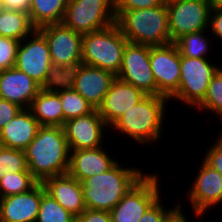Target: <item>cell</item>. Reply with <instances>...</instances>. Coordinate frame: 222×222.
Masks as SVG:
<instances>
[{
	"label": "cell",
	"mask_w": 222,
	"mask_h": 222,
	"mask_svg": "<svg viewBox=\"0 0 222 222\" xmlns=\"http://www.w3.org/2000/svg\"><path fill=\"white\" fill-rule=\"evenodd\" d=\"M24 152L27 169L38 182L68 173L70 148L63 127L40 126Z\"/></svg>",
	"instance_id": "obj_1"
},
{
	"label": "cell",
	"mask_w": 222,
	"mask_h": 222,
	"mask_svg": "<svg viewBox=\"0 0 222 222\" xmlns=\"http://www.w3.org/2000/svg\"><path fill=\"white\" fill-rule=\"evenodd\" d=\"M138 168L116 163L110 170L81 181L86 209L111 211L143 177Z\"/></svg>",
	"instance_id": "obj_2"
},
{
	"label": "cell",
	"mask_w": 222,
	"mask_h": 222,
	"mask_svg": "<svg viewBox=\"0 0 222 222\" xmlns=\"http://www.w3.org/2000/svg\"><path fill=\"white\" fill-rule=\"evenodd\" d=\"M116 24L130 43L162 46L171 43L166 3L134 10H114Z\"/></svg>",
	"instance_id": "obj_3"
},
{
	"label": "cell",
	"mask_w": 222,
	"mask_h": 222,
	"mask_svg": "<svg viewBox=\"0 0 222 222\" xmlns=\"http://www.w3.org/2000/svg\"><path fill=\"white\" fill-rule=\"evenodd\" d=\"M170 102L162 95H146L111 126L140 144L161 139L165 110Z\"/></svg>",
	"instance_id": "obj_4"
},
{
	"label": "cell",
	"mask_w": 222,
	"mask_h": 222,
	"mask_svg": "<svg viewBox=\"0 0 222 222\" xmlns=\"http://www.w3.org/2000/svg\"><path fill=\"white\" fill-rule=\"evenodd\" d=\"M128 42L116 23L108 28L83 34L82 62L110 71L117 76Z\"/></svg>",
	"instance_id": "obj_5"
},
{
	"label": "cell",
	"mask_w": 222,
	"mask_h": 222,
	"mask_svg": "<svg viewBox=\"0 0 222 222\" xmlns=\"http://www.w3.org/2000/svg\"><path fill=\"white\" fill-rule=\"evenodd\" d=\"M220 66L208 58H188L180 55V83L178 90L169 98L196 107L205 97L213 76Z\"/></svg>",
	"instance_id": "obj_6"
},
{
	"label": "cell",
	"mask_w": 222,
	"mask_h": 222,
	"mask_svg": "<svg viewBox=\"0 0 222 222\" xmlns=\"http://www.w3.org/2000/svg\"><path fill=\"white\" fill-rule=\"evenodd\" d=\"M62 23L81 34L108 28L116 23L114 0H68Z\"/></svg>",
	"instance_id": "obj_7"
},
{
	"label": "cell",
	"mask_w": 222,
	"mask_h": 222,
	"mask_svg": "<svg viewBox=\"0 0 222 222\" xmlns=\"http://www.w3.org/2000/svg\"><path fill=\"white\" fill-rule=\"evenodd\" d=\"M166 6L171 43L184 35L209 30L210 0H172Z\"/></svg>",
	"instance_id": "obj_8"
},
{
	"label": "cell",
	"mask_w": 222,
	"mask_h": 222,
	"mask_svg": "<svg viewBox=\"0 0 222 222\" xmlns=\"http://www.w3.org/2000/svg\"><path fill=\"white\" fill-rule=\"evenodd\" d=\"M157 173L147 174L110 211L112 222H139L146 210L160 196Z\"/></svg>",
	"instance_id": "obj_9"
},
{
	"label": "cell",
	"mask_w": 222,
	"mask_h": 222,
	"mask_svg": "<svg viewBox=\"0 0 222 222\" xmlns=\"http://www.w3.org/2000/svg\"><path fill=\"white\" fill-rule=\"evenodd\" d=\"M117 78L139 88L146 95H156V82L150 66V46L128 42Z\"/></svg>",
	"instance_id": "obj_10"
},
{
	"label": "cell",
	"mask_w": 222,
	"mask_h": 222,
	"mask_svg": "<svg viewBox=\"0 0 222 222\" xmlns=\"http://www.w3.org/2000/svg\"><path fill=\"white\" fill-rule=\"evenodd\" d=\"M51 65L47 40L38 29H35L20 41L14 67L42 85Z\"/></svg>",
	"instance_id": "obj_11"
},
{
	"label": "cell",
	"mask_w": 222,
	"mask_h": 222,
	"mask_svg": "<svg viewBox=\"0 0 222 222\" xmlns=\"http://www.w3.org/2000/svg\"><path fill=\"white\" fill-rule=\"evenodd\" d=\"M150 66L156 82V95L169 99L180 83V54L176 45L150 46Z\"/></svg>",
	"instance_id": "obj_12"
},
{
	"label": "cell",
	"mask_w": 222,
	"mask_h": 222,
	"mask_svg": "<svg viewBox=\"0 0 222 222\" xmlns=\"http://www.w3.org/2000/svg\"><path fill=\"white\" fill-rule=\"evenodd\" d=\"M38 30L47 40L52 65L64 66L82 62L83 34L73 31L63 23L48 24Z\"/></svg>",
	"instance_id": "obj_13"
},
{
	"label": "cell",
	"mask_w": 222,
	"mask_h": 222,
	"mask_svg": "<svg viewBox=\"0 0 222 222\" xmlns=\"http://www.w3.org/2000/svg\"><path fill=\"white\" fill-rule=\"evenodd\" d=\"M202 162L187 194L196 217H202L222 201V174Z\"/></svg>",
	"instance_id": "obj_14"
},
{
	"label": "cell",
	"mask_w": 222,
	"mask_h": 222,
	"mask_svg": "<svg viewBox=\"0 0 222 222\" xmlns=\"http://www.w3.org/2000/svg\"><path fill=\"white\" fill-rule=\"evenodd\" d=\"M107 127L98 110L94 109L87 115L66 121L63 130L70 150H83L103 146Z\"/></svg>",
	"instance_id": "obj_15"
},
{
	"label": "cell",
	"mask_w": 222,
	"mask_h": 222,
	"mask_svg": "<svg viewBox=\"0 0 222 222\" xmlns=\"http://www.w3.org/2000/svg\"><path fill=\"white\" fill-rule=\"evenodd\" d=\"M144 96L146 94L139 88L116 77L97 110L106 125L111 127L123 113L135 106Z\"/></svg>",
	"instance_id": "obj_16"
},
{
	"label": "cell",
	"mask_w": 222,
	"mask_h": 222,
	"mask_svg": "<svg viewBox=\"0 0 222 222\" xmlns=\"http://www.w3.org/2000/svg\"><path fill=\"white\" fill-rule=\"evenodd\" d=\"M45 192L38 182L27 192L0 198V222H35Z\"/></svg>",
	"instance_id": "obj_17"
},
{
	"label": "cell",
	"mask_w": 222,
	"mask_h": 222,
	"mask_svg": "<svg viewBox=\"0 0 222 222\" xmlns=\"http://www.w3.org/2000/svg\"><path fill=\"white\" fill-rule=\"evenodd\" d=\"M41 85L15 67L0 71V98L29 109Z\"/></svg>",
	"instance_id": "obj_18"
},
{
	"label": "cell",
	"mask_w": 222,
	"mask_h": 222,
	"mask_svg": "<svg viewBox=\"0 0 222 222\" xmlns=\"http://www.w3.org/2000/svg\"><path fill=\"white\" fill-rule=\"evenodd\" d=\"M116 77L110 71L82 64L73 89L87 100L94 109H97L102 104L104 96Z\"/></svg>",
	"instance_id": "obj_19"
},
{
	"label": "cell",
	"mask_w": 222,
	"mask_h": 222,
	"mask_svg": "<svg viewBox=\"0 0 222 222\" xmlns=\"http://www.w3.org/2000/svg\"><path fill=\"white\" fill-rule=\"evenodd\" d=\"M42 184L46 193L74 216L86 210L81 182L68 173L47 178Z\"/></svg>",
	"instance_id": "obj_20"
},
{
	"label": "cell",
	"mask_w": 222,
	"mask_h": 222,
	"mask_svg": "<svg viewBox=\"0 0 222 222\" xmlns=\"http://www.w3.org/2000/svg\"><path fill=\"white\" fill-rule=\"evenodd\" d=\"M103 148L70 150L68 174L81 182L110 170L118 161Z\"/></svg>",
	"instance_id": "obj_21"
},
{
	"label": "cell",
	"mask_w": 222,
	"mask_h": 222,
	"mask_svg": "<svg viewBox=\"0 0 222 222\" xmlns=\"http://www.w3.org/2000/svg\"><path fill=\"white\" fill-rule=\"evenodd\" d=\"M40 125L29 109H22L0 130L1 146L25 150L35 138Z\"/></svg>",
	"instance_id": "obj_22"
},
{
	"label": "cell",
	"mask_w": 222,
	"mask_h": 222,
	"mask_svg": "<svg viewBox=\"0 0 222 222\" xmlns=\"http://www.w3.org/2000/svg\"><path fill=\"white\" fill-rule=\"evenodd\" d=\"M29 110L40 126L63 127V110L57 93L40 90Z\"/></svg>",
	"instance_id": "obj_23"
},
{
	"label": "cell",
	"mask_w": 222,
	"mask_h": 222,
	"mask_svg": "<svg viewBox=\"0 0 222 222\" xmlns=\"http://www.w3.org/2000/svg\"><path fill=\"white\" fill-rule=\"evenodd\" d=\"M68 0H31L29 17L38 29L48 24L62 23Z\"/></svg>",
	"instance_id": "obj_24"
},
{
	"label": "cell",
	"mask_w": 222,
	"mask_h": 222,
	"mask_svg": "<svg viewBox=\"0 0 222 222\" xmlns=\"http://www.w3.org/2000/svg\"><path fill=\"white\" fill-rule=\"evenodd\" d=\"M36 28L32 25L29 13L19 10L0 12V36L22 41Z\"/></svg>",
	"instance_id": "obj_25"
},
{
	"label": "cell",
	"mask_w": 222,
	"mask_h": 222,
	"mask_svg": "<svg viewBox=\"0 0 222 222\" xmlns=\"http://www.w3.org/2000/svg\"><path fill=\"white\" fill-rule=\"evenodd\" d=\"M82 64L83 62L64 66L51 65L41 90L52 93L72 90Z\"/></svg>",
	"instance_id": "obj_26"
},
{
	"label": "cell",
	"mask_w": 222,
	"mask_h": 222,
	"mask_svg": "<svg viewBox=\"0 0 222 222\" xmlns=\"http://www.w3.org/2000/svg\"><path fill=\"white\" fill-rule=\"evenodd\" d=\"M208 30L190 33L178 38L174 44L179 54L188 58H207L209 56V36L204 35ZM207 36V38H206Z\"/></svg>",
	"instance_id": "obj_27"
},
{
	"label": "cell",
	"mask_w": 222,
	"mask_h": 222,
	"mask_svg": "<svg viewBox=\"0 0 222 222\" xmlns=\"http://www.w3.org/2000/svg\"><path fill=\"white\" fill-rule=\"evenodd\" d=\"M57 94L63 110V125L68 120L87 115L94 110V107L74 89Z\"/></svg>",
	"instance_id": "obj_28"
},
{
	"label": "cell",
	"mask_w": 222,
	"mask_h": 222,
	"mask_svg": "<svg viewBox=\"0 0 222 222\" xmlns=\"http://www.w3.org/2000/svg\"><path fill=\"white\" fill-rule=\"evenodd\" d=\"M37 183L30 172L9 171L0 180V198L27 192Z\"/></svg>",
	"instance_id": "obj_29"
},
{
	"label": "cell",
	"mask_w": 222,
	"mask_h": 222,
	"mask_svg": "<svg viewBox=\"0 0 222 222\" xmlns=\"http://www.w3.org/2000/svg\"><path fill=\"white\" fill-rule=\"evenodd\" d=\"M76 216L65 210L46 192L41 197L40 207L35 222H75Z\"/></svg>",
	"instance_id": "obj_30"
},
{
	"label": "cell",
	"mask_w": 222,
	"mask_h": 222,
	"mask_svg": "<svg viewBox=\"0 0 222 222\" xmlns=\"http://www.w3.org/2000/svg\"><path fill=\"white\" fill-rule=\"evenodd\" d=\"M195 108L215 113L222 120V67L213 76L204 99Z\"/></svg>",
	"instance_id": "obj_31"
},
{
	"label": "cell",
	"mask_w": 222,
	"mask_h": 222,
	"mask_svg": "<svg viewBox=\"0 0 222 222\" xmlns=\"http://www.w3.org/2000/svg\"><path fill=\"white\" fill-rule=\"evenodd\" d=\"M30 172L27 169L25 152L13 148L0 147V180L7 172Z\"/></svg>",
	"instance_id": "obj_32"
},
{
	"label": "cell",
	"mask_w": 222,
	"mask_h": 222,
	"mask_svg": "<svg viewBox=\"0 0 222 222\" xmlns=\"http://www.w3.org/2000/svg\"><path fill=\"white\" fill-rule=\"evenodd\" d=\"M20 41L0 36V71L15 66Z\"/></svg>",
	"instance_id": "obj_33"
},
{
	"label": "cell",
	"mask_w": 222,
	"mask_h": 222,
	"mask_svg": "<svg viewBox=\"0 0 222 222\" xmlns=\"http://www.w3.org/2000/svg\"><path fill=\"white\" fill-rule=\"evenodd\" d=\"M159 197L144 213L139 222H163L166 216L179 204H175L172 208L166 210V206H163V202Z\"/></svg>",
	"instance_id": "obj_34"
},
{
	"label": "cell",
	"mask_w": 222,
	"mask_h": 222,
	"mask_svg": "<svg viewBox=\"0 0 222 222\" xmlns=\"http://www.w3.org/2000/svg\"><path fill=\"white\" fill-rule=\"evenodd\" d=\"M215 141L213 145L209 147L203 160L210 167L222 174V137H217Z\"/></svg>",
	"instance_id": "obj_35"
},
{
	"label": "cell",
	"mask_w": 222,
	"mask_h": 222,
	"mask_svg": "<svg viewBox=\"0 0 222 222\" xmlns=\"http://www.w3.org/2000/svg\"><path fill=\"white\" fill-rule=\"evenodd\" d=\"M163 0H114V10H134L163 5Z\"/></svg>",
	"instance_id": "obj_36"
},
{
	"label": "cell",
	"mask_w": 222,
	"mask_h": 222,
	"mask_svg": "<svg viewBox=\"0 0 222 222\" xmlns=\"http://www.w3.org/2000/svg\"><path fill=\"white\" fill-rule=\"evenodd\" d=\"M22 109L18 104L0 98V130Z\"/></svg>",
	"instance_id": "obj_37"
},
{
	"label": "cell",
	"mask_w": 222,
	"mask_h": 222,
	"mask_svg": "<svg viewBox=\"0 0 222 222\" xmlns=\"http://www.w3.org/2000/svg\"><path fill=\"white\" fill-rule=\"evenodd\" d=\"M75 222H112L110 211L86 209Z\"/></svg>",
	"instance_id": "obj_38"
},
{
	"label": "cell",
	"mask_w": 222,
	"mask_h": 222,
	"mask_svg": "<svg viewBox=\"0 0 222 222\" xmlns=\"http://www.w3.org/2000/svg\"><path fill=\"white\" fill-rule=\"evenodd\" d=\"M209 31L222 40V6H212L209 20Z\"/></svg>",
	"instance_id": "obj_39"
},
{
	"label": "cell",
	"mask_w": 222,
	"mask_h": 222,
	"mask_svg": "<svg viewBox=\"0 0 222 222\" xmlns=\"http://www.w3.org/2000/svg\"><path fill=\"white\" fill-rule=\"evenodd\" d=\"M31 0H4L7 10H19L29 13Z\"/></svg>",
	"instance_id": "obj_40"
},
{
	"label": "cell",
	"mask_w": 222,
	"mask_h": 222,
	"mask_svg": "<svg viewBox=\"0 0 222 222\" xmlns=\"http://www.w3.org/2000/svg\"><path fill=\"white\" fill-rule=\"evenodd\" d=\"M179 204L166 216L163 222H188L187 217L183 214L180 202Z\"/></svg>",
	"instance_id": "obj_41"
},
{
	"label": "cell",
	"mask_w": 222,
	"mask_h": 222,
	"mask_svg": "<svg viewBox=\"0 0 222 222\" xmlns=\"http://www.w3.org/2000/svg\"><path fill=\"white\" fill-rule=\"evenodd\" d=\"M212 6H222V0H210Z\"/></svg>",
	"instance_id": "obj_42"
},
{
	"label": "cell",
	"mask_w": 222,
	"mask_h": 222,
	"mask_svg": "<svg viewBox=\"0 0 222 222\" xmlns=\"http://www.w3.org/2000/svg\"><path fill=\"white\" fill-rule=\"evenodd\" d=\"M4 0H0V12L5 10Z\"/></svg>",
	"instance_id": "obj_43"
},
{
	"label": "cell",
	"mask_w": 222,
	"mask_h": 222,
	"mask_svg": "<svg viewBox=\"0 0 222 222\" xmlns=\"http://www.w3.org/2000/svg\"><path fill=\"white\" fill-rule=\"evenodd\" d=\"M165 3L169 2V1H172V0H163Z\"/></svg>",
	"instance_id": "obj_44"
}]
</instances>
